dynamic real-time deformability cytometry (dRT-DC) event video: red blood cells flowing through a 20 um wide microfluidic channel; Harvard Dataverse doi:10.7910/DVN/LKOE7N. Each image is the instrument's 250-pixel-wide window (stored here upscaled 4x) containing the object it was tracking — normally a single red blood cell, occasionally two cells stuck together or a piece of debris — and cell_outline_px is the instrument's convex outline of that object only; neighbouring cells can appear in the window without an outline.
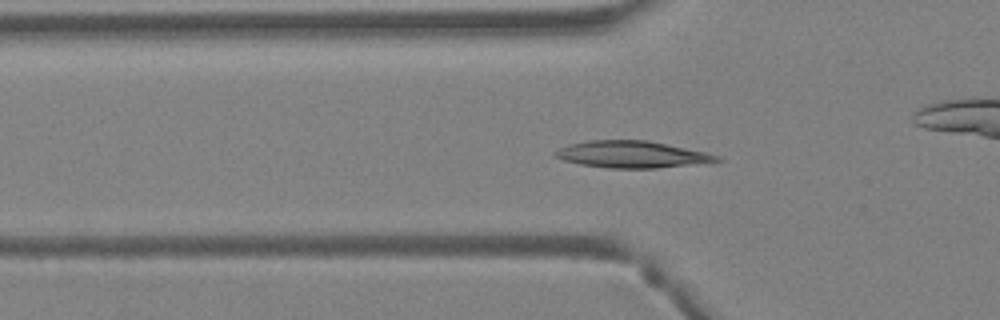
{"species": "Egyptian fruit bat (a non-hibernating species)", "species_latin": "Rousettus aegyptiacus", "temperature_condition": "warm", "stored_images_in_passage": 37, "camera_frame_rate_fps": 3000, "um_per_image_px": 0.085, "animal": {"sex": "female"}, "frame": {"image": 1, "passage_image": 16, "time_ms": 5.0, "image_size_px": [1000, 320], "cell_outline_px": [[724, 160], [656, 168], [608, 168], [580, 164], [564, 160], [556, 156], [552, 152], [568, 144], [588, 140], [648, 140], [704, 152], [720, 156]], "centroid_in_image_um": [53.66, 13.12], "position_along_channel_um": 72.1, "area_um2": 24.97}}
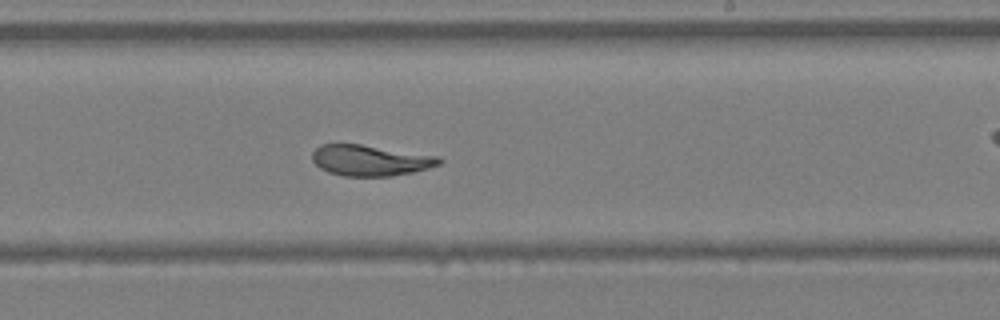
{"frame": {"image": 2, "passage_image": 28, "time_ms": 9.0, "image_size_px": [1000, 320], "cell_outline_px": [[444, 160], [440, 164], [428, 168], [412, 172], [392, 176], [344, 176], [328, 172], [320, 168], [312, 160], [312, 152], [320, 144], [360, 144], [440, 156]], "centroid_in_image_um": [31.48, 13.63], "position_along_channel_um": 257.5, "area_um2": 22.89}}
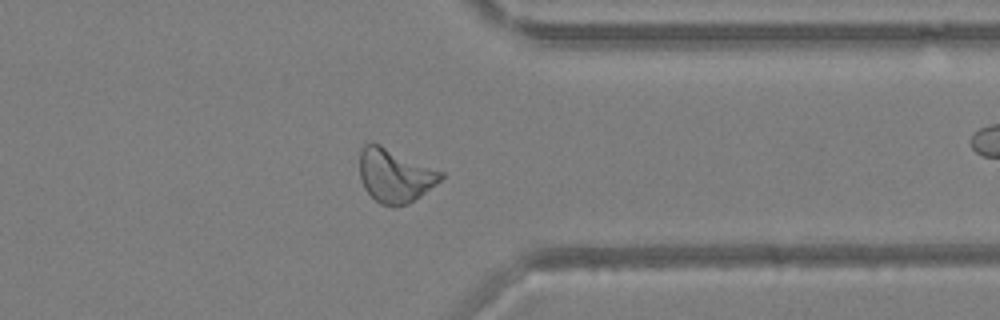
{"frame": {"image": 3, "passage_image": 36, "time_ms": 11.667, "image_size_px": [1000, 320], "cell_outline_px": [[444, 176], [436, 184], [420, 196], [408, 204], [392, 208], [380, 204], [364, 188], [360, 180], [360, 148], [364, 144], [380, 144], [444, 172]], "centroid_in_image_um": [33.56, 14.93], "position_along_channel_um": 377.8, "area_um2": 25.43}}